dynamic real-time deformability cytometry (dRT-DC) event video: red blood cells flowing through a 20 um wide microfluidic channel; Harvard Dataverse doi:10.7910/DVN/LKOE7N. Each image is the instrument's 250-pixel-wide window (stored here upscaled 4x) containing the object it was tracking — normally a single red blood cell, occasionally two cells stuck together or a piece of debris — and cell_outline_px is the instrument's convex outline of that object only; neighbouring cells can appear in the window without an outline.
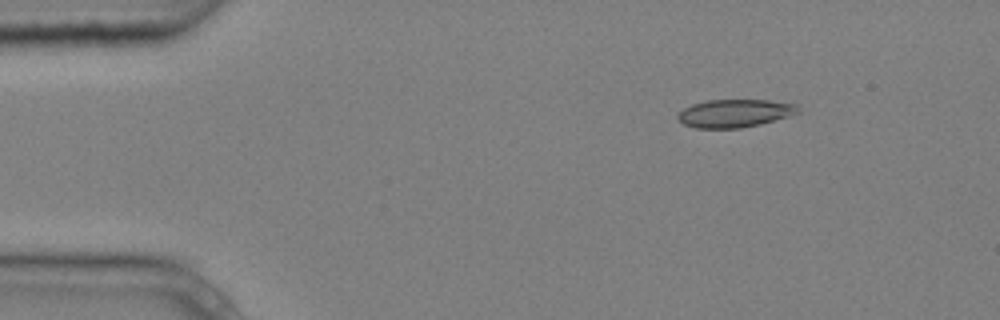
{"species": "common noctule bat (a hibernating species)", "species_latin": "Nyctalus noctula", "temperature_condition": "cold", "stored_images_in_passage": 4, "camera_frame_rate_fps": 3000, "um_per_image_px": 0.085, "animal": {"sex": "male", "body_mass_g": 20.4}, "frame": {"image": 1, "passage_image": 1, "time_ms": 0.0, "image_size_px": [1000, 320], "cell_outline_px": [[800, 112], [788, 116], [760, 124], [740, 128], [696, 128], [684, 124], [676, 116], [684, 108], [692, 104], [708, 100], [768, 100], [796, 104]], "centroid_in_image_um": [62.44, 9.62], "position_along_channel_um": 22.6, "area_um2": 19.42}}
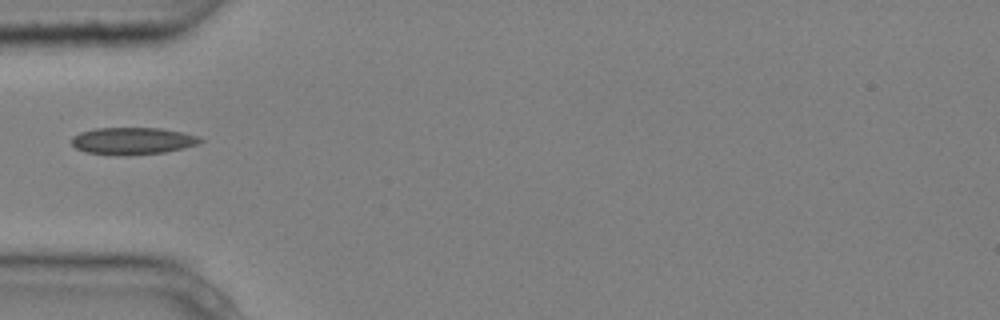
{"frame": {"image": 2, "passage_image": 4, "time_ms": 1.0, "image_size_px": [1000, 320], "cell_outline_px": [[204, 140], [196, 144], [164, 152], [124, 156], [116, 156], [84, 152], [76, 148], [72, 144], [72, 136], [80, 132], [96, 128], [160, 128], [200, 136]], "centroid_in_image_um": [11.22, 11.98], "position_along_channel_um": 73.8, "area_um2": 20.35}}